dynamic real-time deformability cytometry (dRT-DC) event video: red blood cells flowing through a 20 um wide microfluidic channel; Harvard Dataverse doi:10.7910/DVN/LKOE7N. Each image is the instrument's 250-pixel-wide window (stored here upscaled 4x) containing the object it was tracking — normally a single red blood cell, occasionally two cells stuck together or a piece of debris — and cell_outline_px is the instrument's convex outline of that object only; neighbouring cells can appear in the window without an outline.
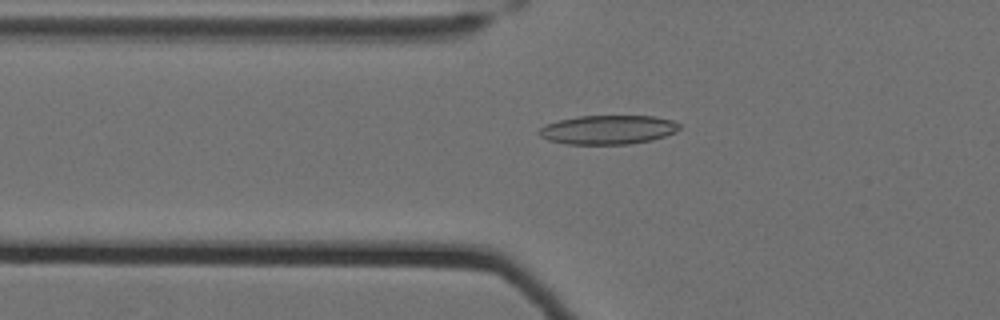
{"species": "Egyptian fruit bat (a non-hibernating species)", "species_latin": "Rousettus aegyptiacus", "temperature_condition": "cold", "stored_images_in_passage": 42, "camera_frame_rate_fps": 3000, "um_per_image_px": 0.085, "animal": {"sex": "female"}, "frame": {"image": 1, "passage_image": 5, "time_ms": 1.333, "image_size_px": [1000, 320], "cell_outline_px": [[680, 128], [676, 132], [652, 140], [628, 144], [564, 144], [548, 140], [540, 136], [536, 132], [544, 124], [576, 116], [652, 116], [672, 120], [680, 124]], "centroid_in_image_um": [51.65, 11.03], "position_along_channel_um": 74.2, "area_um2": 23.87}}
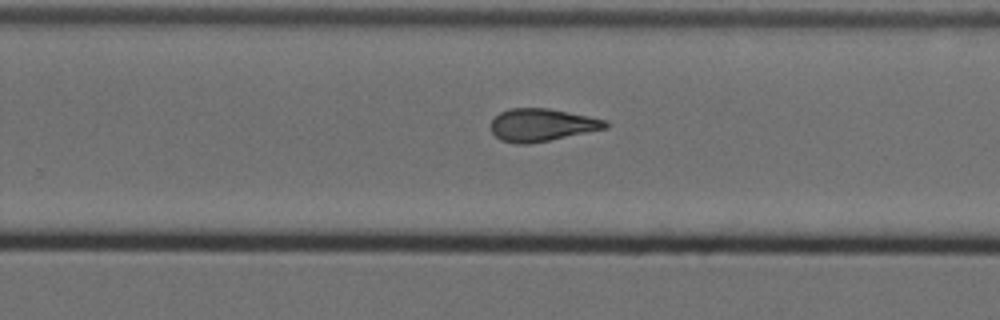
{"frame": {"image": 2, "passage_image": 23, "time_ms": 7.333, "image_size_px": [1000, 320], "cell_outline_px": [[608, 128], [528, 144], [516, 144], [500, 140], [488, 128], [488, 124], [500, 112], [508, 108], [548, 108], [608, 120]], "centroid_in_image_um": [46.01, 10.62], "position_along_channel_um": 283.8, "area_um2": 21.91}}
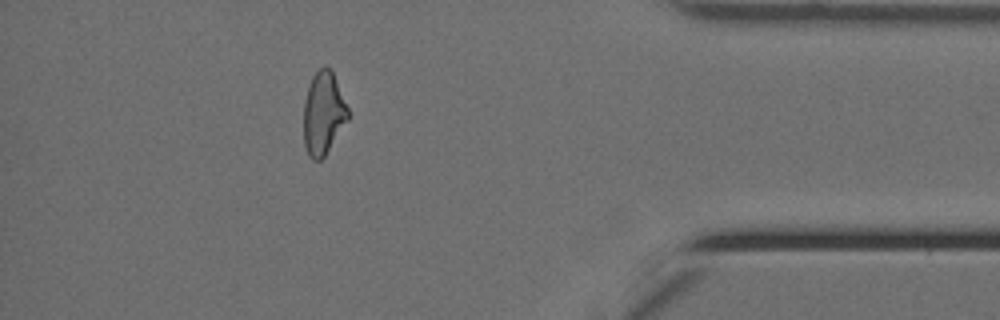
{"frame": {"image": 3, "passage_image": 36, "time_ms": 11.667, "image_size_px": [1000, 320], "cell_outline_px": [[348, 120], [324, 156], [320, 160], [312, 160], [308, 156], [304, 144], [304, 100], [312, 76], [324, 64], [332, 72], [348, 108]], "centroid_in_image_um": [27.47, 9.65], "position_along_channel_um": 407.7, "area_um2": 21.15}, "authors_computed_cell_mechanics": {"area_um2": 22.0218, "velocity_mm_per_s": 3.5165, "shape_relaxation_time_tau1_ms": null, "shape_relaxation_time_tau2_ms": 3.5918, "deformation_change_tau1": null, "deformation_change_tau2": 0.1265}}